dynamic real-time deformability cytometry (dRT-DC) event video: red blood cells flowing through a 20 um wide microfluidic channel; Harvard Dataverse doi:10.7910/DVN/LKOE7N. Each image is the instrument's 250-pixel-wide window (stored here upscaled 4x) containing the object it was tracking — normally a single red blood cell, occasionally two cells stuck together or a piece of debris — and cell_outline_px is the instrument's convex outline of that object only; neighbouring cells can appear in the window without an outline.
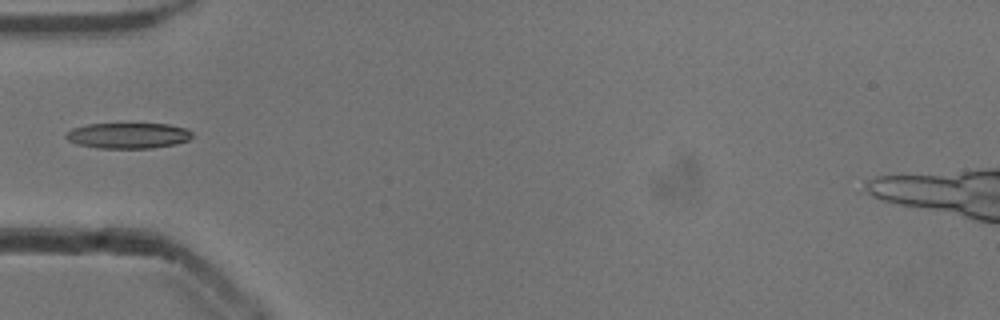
{"species": "common noctule bat (a hibernating species)", "species_latin": "Nyctalus noctula", "temperature_condition": "cold", "stored_images_in_passage": 6, "camera_frame_rate_fps": 3000, "um_per_image_px": 0.085, "animal": {"sex": "male", "body_mass_g": 13.3}, "frame": {"image": 1, "passage_image": 1, "time_ms": 0.0, "image_size_px": [1000, 320], "cell_outline_px": [[192, 136], [188, 140], [176, 144], [152, 148], [100, 148], [76, 144], [68, 140], [64, 136], [64, 132], [72, 128], [88, 124], [168, 124], [184, 128], [192, 132]], "centroid_in_image_um": [10.85, 11.52], "position_along_channel_um": 74.2, "area_um2": 18.9}}